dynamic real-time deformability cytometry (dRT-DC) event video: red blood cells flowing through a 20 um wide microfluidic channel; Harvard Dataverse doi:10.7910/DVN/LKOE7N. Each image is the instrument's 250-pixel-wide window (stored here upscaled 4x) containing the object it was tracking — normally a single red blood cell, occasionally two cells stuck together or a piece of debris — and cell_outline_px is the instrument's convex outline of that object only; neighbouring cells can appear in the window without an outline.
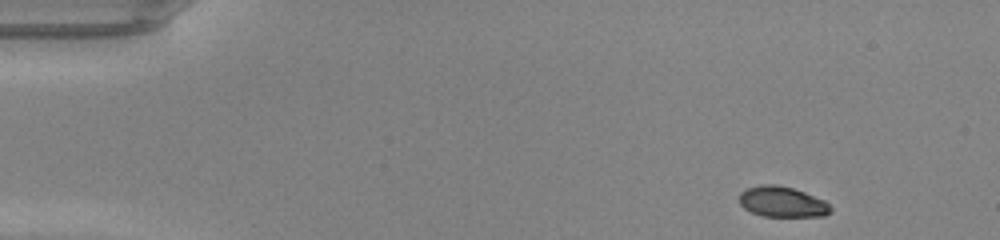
{"species": "common noctule bat (a hibernating species)", "species_latin": "Nyctalus noctula", "temperature_condition": "warm", "stored_images_in_passage": 44, "camera_frame_rate_fps": 3000, "um_per_image_px": 0.085, "animal": {"sex": "male", "body_mass_g": 20.0, "forearm_length_mm": 53.3}, "frame": {"image": 1, "passage_image": 1, "time_ms": 0.0, "image_size_px": [1000, 240], "cell_outline_px": [[832, 212], [824, 216], [764, 216], [752, 212], [744, 208], [740, 204], [740, 192], [748, 188], [760, 184], [776, 184], [792, 188], [804, 192], [824, 200], [832, 208]], "centroid_in_image_um": [66.5, 17.15], "position_along_channel_um": 18.5, "area_um2": 16.18}}
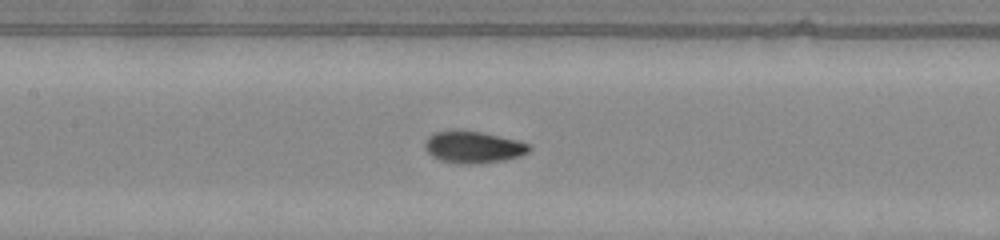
{"frame": {"image": 2, "passage_image": 19, "time_ms": 6.0, "image_size_px": [1000, 240], "cell_outline_px": [[532, 148], [528, 152], [520, 156], [504, 160], [472, 164], [460, 164], [440, 160], [432, 156], [424, 148], [424, 140], [432, 132], [452, 128], [456, 128], [480, 132], [516, 140], [528, 144]], "centroid_in_image_um": [40.15, 12.48], "position_along_channel_um": 167.3, "area_um2": 19.71}}
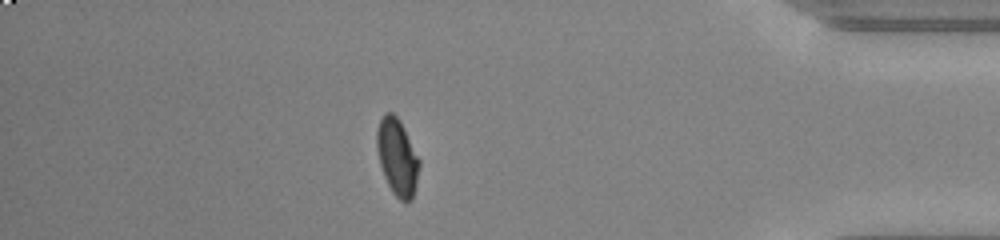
{"frame": {"image": 3, "passage_image": 38, "time_ms": 12.333, "image_size_px": [1000, 240], "cell_outline_px": [[420, 164], [416, 184], [412, 200], [400, 200], [392, 192], [384, 176], [380, 164], [376, 148], [376, 132], [380, 120], [388, 112], [392, 112], [400, 120], [420, 160]], "centroid_in_image_um": [33.76, 13.35], "position_along_channel_um": 401.4, "area_um2": 18.79}, "authors_computed_cell_mechanics": {"area_um2": 18.496, "velocity_mm_per_s": 4.2882, "shape_relaxation_time_tau1_ms": 3.2932, "shape_relaxation_time_tau2_ms": null, "deformation_change_tau1": 0.149, "deformation_change_tau2": null}}